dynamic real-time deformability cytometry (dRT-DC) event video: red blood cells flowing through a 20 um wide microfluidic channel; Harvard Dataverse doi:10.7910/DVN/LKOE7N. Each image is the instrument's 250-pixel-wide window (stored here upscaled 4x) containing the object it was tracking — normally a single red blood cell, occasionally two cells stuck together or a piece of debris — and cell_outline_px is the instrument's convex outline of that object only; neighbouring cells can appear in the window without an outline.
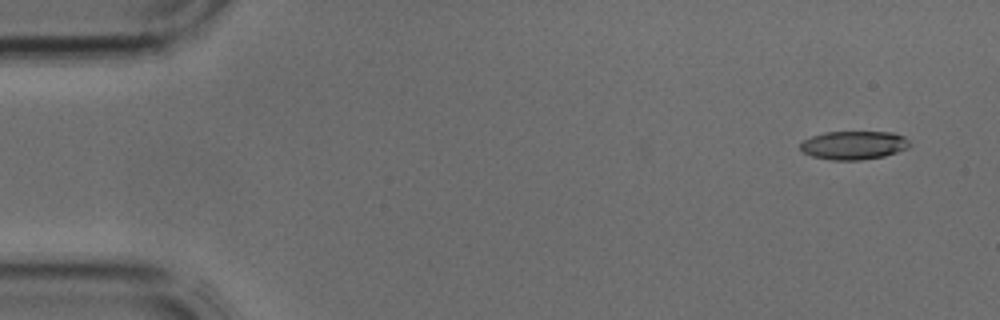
{"species": "common noctule bat (a hibernating species)", "species_latin": "Nyctalus noctula", "temperature_condition": "cold", "stored_images_in_passage": 3, "camera_frame_rate_fps": 3000, "um_per_image_px": 0.085, "animal": {"sex": "male", "body_mass_g": 17.9, "forearm_length_mm": 54.2}, "frame": {"image": 1, "passage_image": 1, "time_ms": 0.0, "image_size_px": [1000, 320], "cell_outline_px": [[912, 144], [908, 148], [884, 156], [860, 160], [832, 160], [812, 156], [804, 152], [800, 148], [800, 144], [804, 140], [812, 136], [824, 132], [892, 132], [904, 136]], "centroid_in_image_um": [72.59, 12.34], "position_along_channel_um": 12.4, "area_um2": 18.15}}